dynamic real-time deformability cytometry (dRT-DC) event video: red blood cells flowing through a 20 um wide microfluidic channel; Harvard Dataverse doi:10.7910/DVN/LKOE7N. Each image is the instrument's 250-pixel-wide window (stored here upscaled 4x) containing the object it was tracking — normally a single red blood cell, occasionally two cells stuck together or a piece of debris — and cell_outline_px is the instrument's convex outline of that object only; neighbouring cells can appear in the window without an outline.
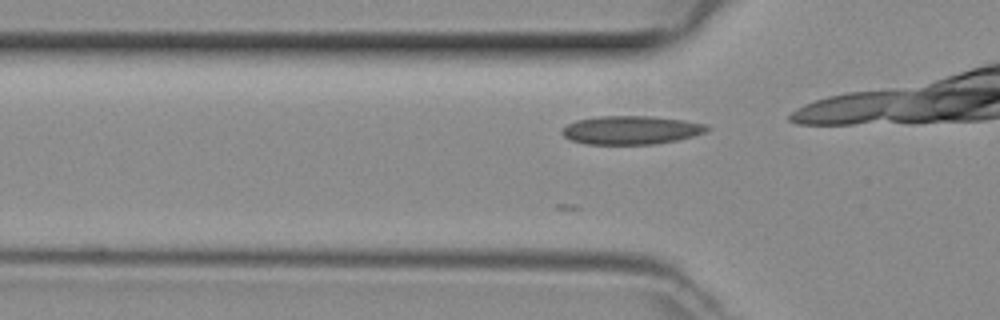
{"species": "common noctule bat (a hibernating species)", "species_latin": "Nyctalus noctula", "temperature_condition": "room temperature", "stored_images_in_passage": 9, "camera_frame_rate_fps": 3000, "um_per_image_px": 0.085, "animal": {"sex": "female", "body_mass_g": 29.2, "forearm_length_mm": 56.3}, "frame": {"image": 1, "passage_image": 4, "time_ms": 1.0, "image_size_px": [1000, 320], "cell_outline_px": [[712, 128], [704, 132], [692, 136], [676, 140], [656, 144], [584, 144], [572, 140], [564, 136], [560, 132], [568, 124], [576, 120], [600, 116], [652, 116], [684, 120], [708, 124]], "centroid_in_image_um": [53.66, 11.05], "position_along_channel_um": 72.1, "area_um2": 24.1}}